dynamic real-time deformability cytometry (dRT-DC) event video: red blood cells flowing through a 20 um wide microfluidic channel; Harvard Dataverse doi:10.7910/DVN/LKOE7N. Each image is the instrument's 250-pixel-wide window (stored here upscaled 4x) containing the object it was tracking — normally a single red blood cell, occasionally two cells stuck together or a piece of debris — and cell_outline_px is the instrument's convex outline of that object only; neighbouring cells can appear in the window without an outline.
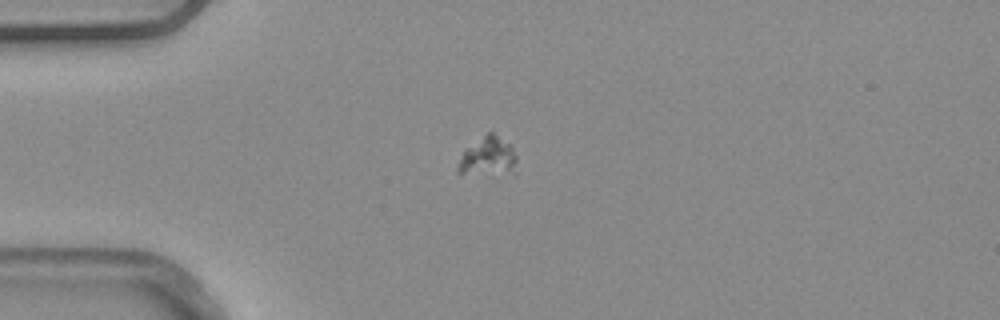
{"species": "common noctule bat (a hibernating species)", "species_latin": "Nyctalus noctula", "temperature_condition": "warm", "stored_images_in_passage": 6, "camera_frame_rate_fps": 3000, "um_per_image_px": 0.085, "animal": {"sex": "male", "body_mass_g": 20.4}, "frame": {"image": 1, "passage_image": 1, "time_ms": 0.0, "image_size_px": [1000, 320], "cell_outline_px": [[516, 160], [512, 168], [464, 172], [456, 172], [456, 168], [464, 148], [488, 132], [492, 132], [508, 144], [512, 148], [516, 156]], "centroid_in_image_um": [41.37, 13.17], "position_along_channel_um": 43.6, "area_um2": 11.85}}